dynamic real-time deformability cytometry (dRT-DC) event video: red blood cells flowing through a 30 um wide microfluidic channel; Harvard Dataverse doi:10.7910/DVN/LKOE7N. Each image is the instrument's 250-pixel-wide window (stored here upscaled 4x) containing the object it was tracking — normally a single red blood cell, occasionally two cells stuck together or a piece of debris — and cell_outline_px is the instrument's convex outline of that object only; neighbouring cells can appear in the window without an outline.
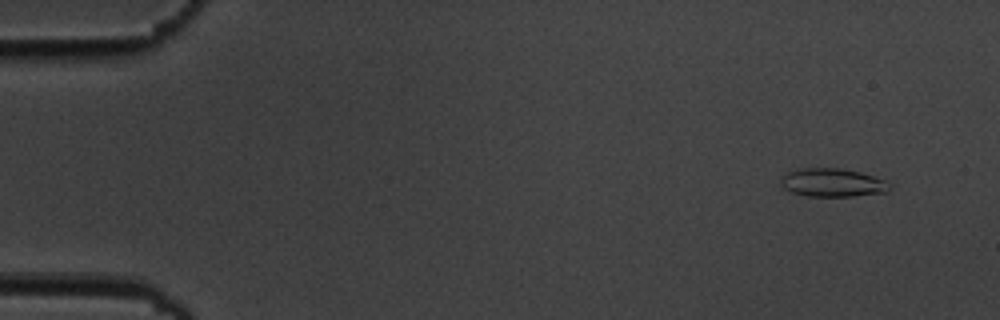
{"species": "common noctule bat (a hibernating species)", "species_latin": "Nyctalus noctula", "temperature_condition": "cold", "stored_images_in_passage": 6, "camera_frame_rate_fps": 3000, "um_per_image_px": 0.085, "animal": {"sex": "male", "body_mass_g": 19.5, "forearm_length_mm": 54.6}, "frame": {"image": 1, "passage_image": 1, "time_ms": 0.0, "image_size_px": [1000, 320], "cell_outline_px": [[892, 188], [888, 192], [852, 196], [808, 196], [792, 192], [784, 188], [780, 184], [780, 180], [788, 172], [796, 168], [840, 168], [860, 172], [884, 180], [892, 184]], "centroid_in_image_um": [70.78, 15.52], "position_along_channel_um": 14.2, "area_um2": 18.03}}
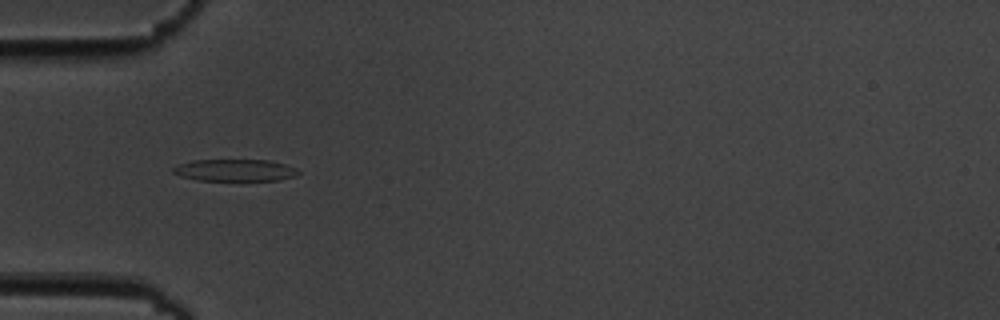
{"frame": {"image": 2, "passage_image": 5, "time_ms": 4.667, "image_size_px": [1000, 320], "cell_outline_px": [[300, 172], [296, 176], [280, 180], [196, 180], [180, 176], [172, 172], [172, 168], [180, 164], [192, 160], [268, 160], [284, 164], [296, 168]], "centroid_in_image_um": [19.97, 14.47], "position_along_channel_um": 65.0, "area_um2": 15.95}}
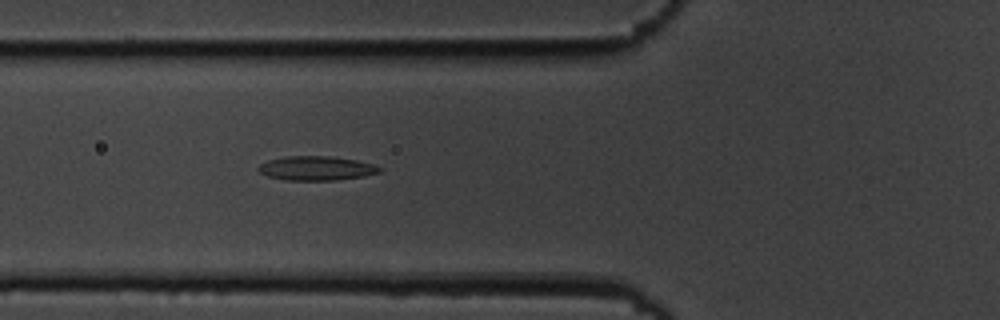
{"frame": {"image": 3, "passage_image": 6, "time_ms": 5.667, "image_size_px": [1000, 320], "cell_outline_px": [[380, 172], [364, 176], [336, 180], [284, 180], [268, 176], [260, 172], [256, 168], [260, 164], [268, 160], [284, 156], [332, 156], [356, 160], [372, 164], [380, 168]], "centroid_in_image_um": [26.85, 14.3], "position_along_channel_um": 99.0, "area_um2": 17.05}}